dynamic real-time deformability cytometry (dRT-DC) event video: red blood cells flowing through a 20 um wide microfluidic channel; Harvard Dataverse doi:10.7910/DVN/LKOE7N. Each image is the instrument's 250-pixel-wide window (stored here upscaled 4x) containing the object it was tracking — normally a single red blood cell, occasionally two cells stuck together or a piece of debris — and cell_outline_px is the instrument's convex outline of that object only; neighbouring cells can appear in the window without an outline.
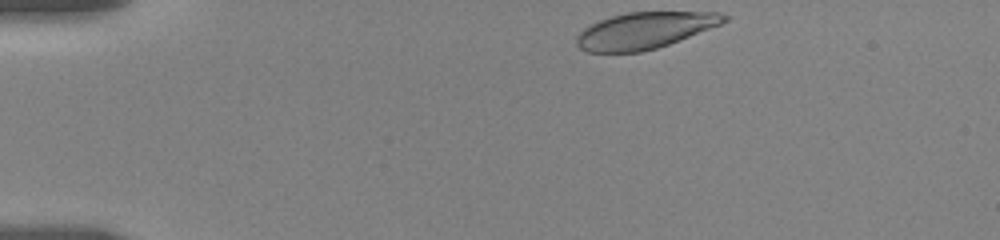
{"species": "human", "species_latin": "Homo sapiens", "temperature_condition": "room temperature", "stored_images_in_passage": 32, "camera_frame_rate_fps": 3000, "um_per_image_px": 0.085, "donor": {"sex": "female"}, "frame": {"image": 1, "passage_image": 1, "time_ms": 0.0, "image_size_px": [1000, 240], "cell_outline_px": [[728, 20], [720, 24], [668, 44], [656, 48], [640, 52], [588, 52], [580, 48], [576, 44], [576, 36], [584, 28], [600, 20], [612, 16], [628, 12], [716, 12], [728, 16]], "centroid_in_image_um": [54.77, 2.59], "position_along_channel_um": 30.2, "area_um2": 30.92}}
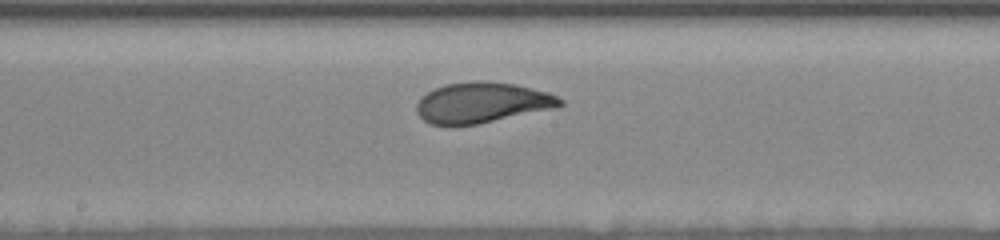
{"frame": {"image": 2, "passage_image": 16, "time_ms": 7.0, "image_size_px": [1000, 240], "cell_outline_px": [[564, 104], [556, 108], [480, 124], [452, 128], [448, 128], [428, 124], [416, 112], [416, 104], [420, 96], [444, 84], [472, 80], [484, 80], [516, 84], [548, 92], [564, 100]], "centroid_in_image_um": [40.93, 8.75], "position_along_channel_um": 207.3, "area_um2": 35.03}}
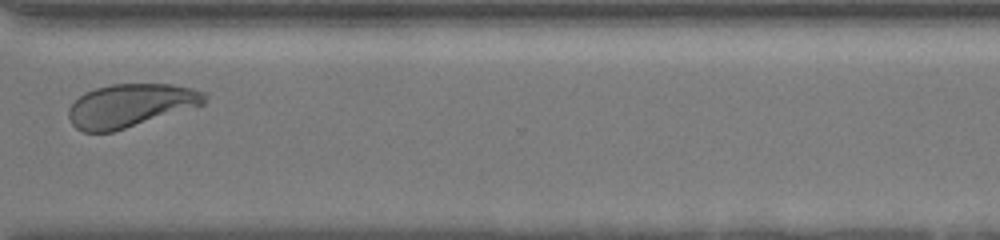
{"frame": {"image": 3, "passage_image": 27, "time_ms": 11.333, "image_size_px": [1000, 240], "cell_outline_px": [[208, 100], [204, 104], [112, 132], [84, 132], [76, 128], [72, 124], [68, 116], [68, 108], [84, 92], [96, 88], [112, 84], [172, 84], [192, 88], [204, 92], [208, 96]], "centroid_in_image_um": [11.08, 8.96], "position_along_channel_um": 359.5, "area_um2": 34.04}, "authors_computed_cell_mechanics": {"area_um2": 33.8708, "velocity_mm_per_s": 3.5057, "shape_relaxation_time_tau1_ms": 2.8472, "shape_relaxation_time_tau2_ms": 0.7065, "deformation_change_tau1": 0.1536, "deformation_change_tau2": 0.0599}}